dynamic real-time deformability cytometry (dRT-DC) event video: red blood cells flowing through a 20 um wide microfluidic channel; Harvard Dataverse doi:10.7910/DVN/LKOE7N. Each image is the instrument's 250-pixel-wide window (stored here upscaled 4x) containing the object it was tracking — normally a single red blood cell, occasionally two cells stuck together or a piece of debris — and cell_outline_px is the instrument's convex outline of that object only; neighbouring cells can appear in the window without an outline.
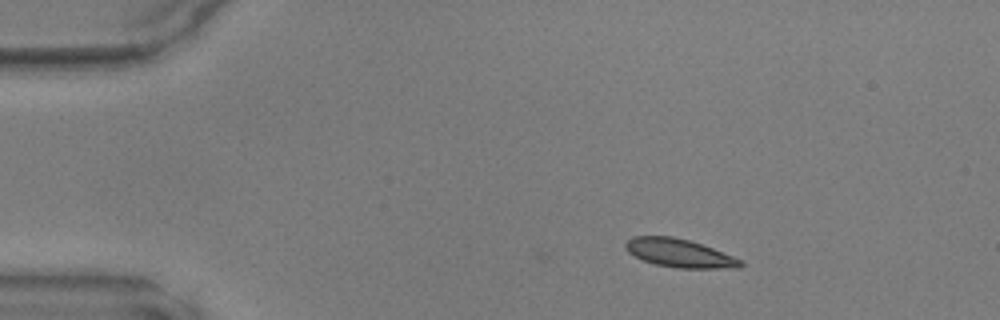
{"species": "common noctule bat (a hibernating species)", "species_latin": "Nyctalus noctula", "temperature_condition": "warm", "stored_images_in_passage": 35, "camera_frame_rate_fps": 3000, "um_per_image_px": 0.085, "animal": {"sex": "male", "body_mass_g": 17.9, "forearm_length_mm": 54.2}, "frame": {"image": 1, "passage_image": 1, "time_ms": 0.0, "image_size_px": [1000, 320], "cell_outline_px": [[744, 264], [740, 268], [676, 268], [656, 264], [644, 260], [628, 252], [624, 248], [624, 244], [632, 236], [672, 236], [688, 240], [712, 248], [744, 260]], "centroid_in_image_um": [57.77, 21.52], "position_along_channel_um": 27.2, "area_um2": 18.96}}
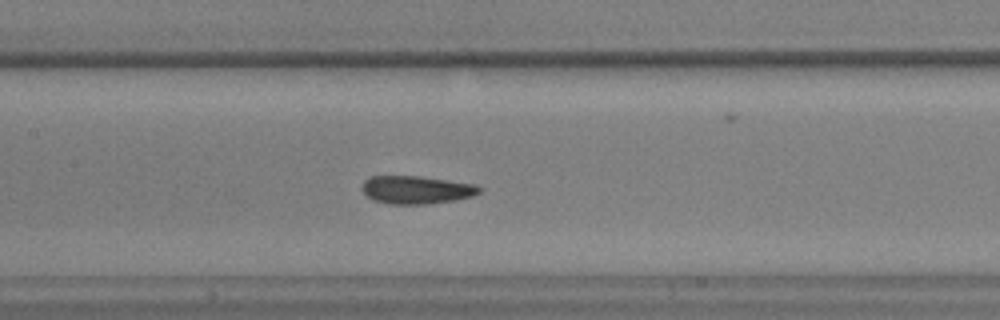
{"frame": {"image": 2, "passage_image": 16, "time_ms": 5.0, "image_size_px": [1000, 320], "cell_outline_px": [[484, 188], [480, 192], [472, 196], [456, 200], [428, 204], [388, 204], [376, 200], [368, 196], [364, 192], [364, 180], [368, 176], [420, 176], [476, 184]], "centroid_in_image_um": [35.45, 16.13], "position_along_channel_um": 171.9, "area_um2": 19.13}}
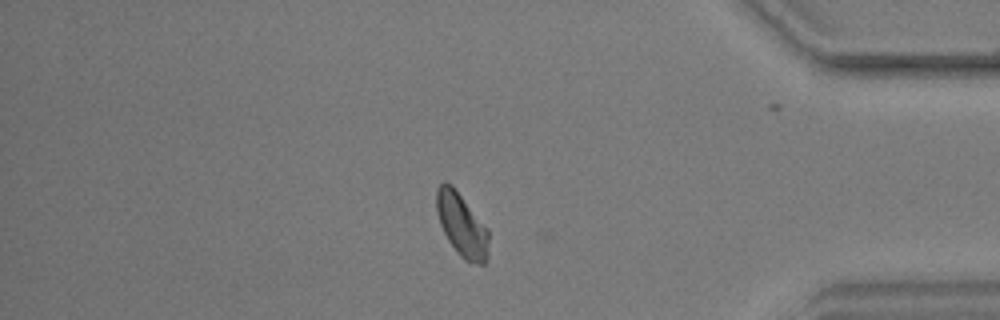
{"frame": {"image": 3, "passage_image": 34, "time_ms": 11.0, "image_size_px": [1000, 320], "cell_outline_px": [[488, 256], [484, 264], [476, 264], [464, 260], [456, 252], [448, 240], [440, 224], [436, 212], [436, 188], [444, 180], [452, 184], [488, 228]], "centroid_in_image_um": [39.24, 19.1], "position_along_channel_um": 396.0, "area_um2": 19.48}}